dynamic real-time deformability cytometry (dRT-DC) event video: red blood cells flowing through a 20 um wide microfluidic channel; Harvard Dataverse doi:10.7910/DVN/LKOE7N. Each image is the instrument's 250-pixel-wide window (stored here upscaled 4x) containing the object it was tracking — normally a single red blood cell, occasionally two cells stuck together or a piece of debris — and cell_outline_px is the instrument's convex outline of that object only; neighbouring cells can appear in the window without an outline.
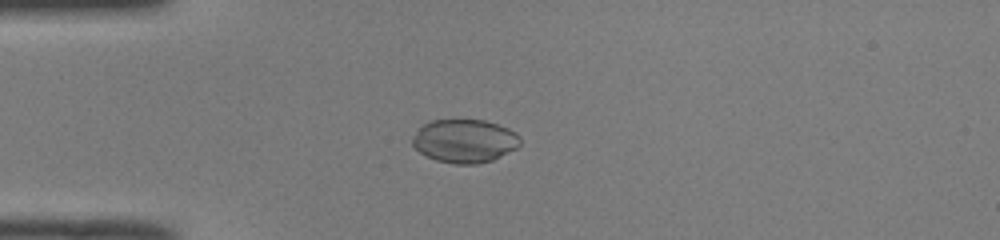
{"species": "common noctule bat (a hibernating species)", "species_latin": "Nyctalus noctula", "temperature_condition": "room temperature", "stored_images_in_passage": 38, "camera_frame_rate_fps": 3000, "um_per_image_px": 0.085, "animal": {"sex": "male", "body_mass_g": 19.0, "forearm_length_mm": 50.8}, "frame": {"image": 1, "passage_image": 1, "time_ms": 0.0, "image_size_px": [1000, 240], "cell_outline_px": [[520, 144], [516, 148], [492, 160], [476, 164], [456, 164], [436, 160], [420, 152], [412, 144], [412, 136], [428, 120], [484, 120], [508, 128], [516, 132], [520, 136]], "centroid_in_image_um": [39.49, 11.97], "position_along_channel_um": 45.5, "area_um2": 27.11}}
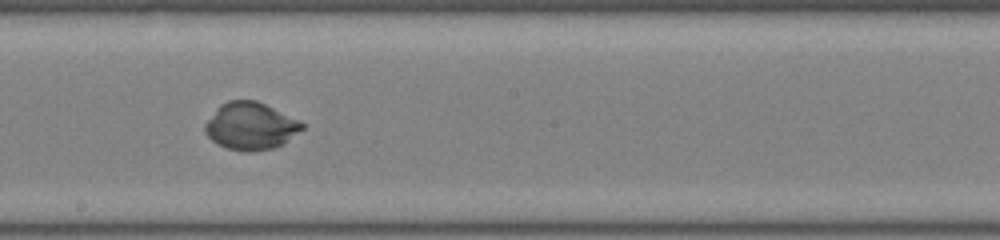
{"frame": {"image": 2, "passage_image": 16, "time_ms": 5.0, "image_size_px": [1000, 240], "cell_outline_px": [[304, 128], [284, 144], [272, 148], [252, 152], [244, 152], [228, 148], [216, 144], [204, 132], [204, 124], [216, 108], [220, 104], [228, 100], [256, 100], [300, 120], [304, 124]], "centroid_in_image_um": [21.29, 10.72], "position_along_channel_um": 226.9, "area_um2": 26.99}}
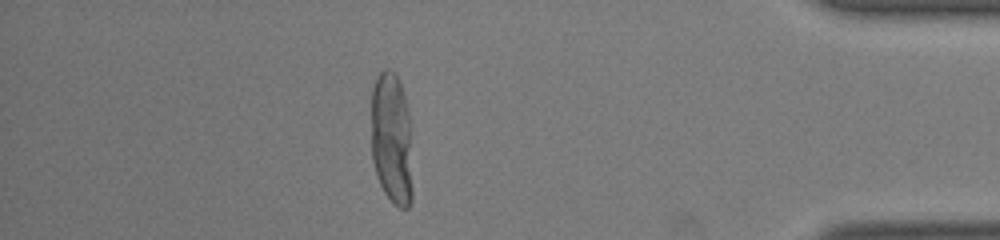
{"frame": {"image": 3, "passage_image": 32, "time_ms": 10.333, "image_size_px": [1000, 240], "cell_outline_px": [[412, 200], [408, 208], [400, 208], [392, 204], [384, 192], [376, 176], [372, 160], [372, 88], [376, 76], [384, 68], [388, 68], [396, 72], [404, 96], [408, 112], [412, 188]], "centroid_in_image_um": [33.27, 11.81], "position_along_channel_um": 401.9, "area_um2": 32.02}, "authors_computed_cell_mechanics": {"area_um2": 27.5706, "velocity_mm_per_s": 4.0156, "shape_relaxation_time_tau1_ms": 6.7728, "shape_relaxation_time_tau2_ms": null, "deformation_change_tau1": 0.2506, "deformation_change_tau2": null}}